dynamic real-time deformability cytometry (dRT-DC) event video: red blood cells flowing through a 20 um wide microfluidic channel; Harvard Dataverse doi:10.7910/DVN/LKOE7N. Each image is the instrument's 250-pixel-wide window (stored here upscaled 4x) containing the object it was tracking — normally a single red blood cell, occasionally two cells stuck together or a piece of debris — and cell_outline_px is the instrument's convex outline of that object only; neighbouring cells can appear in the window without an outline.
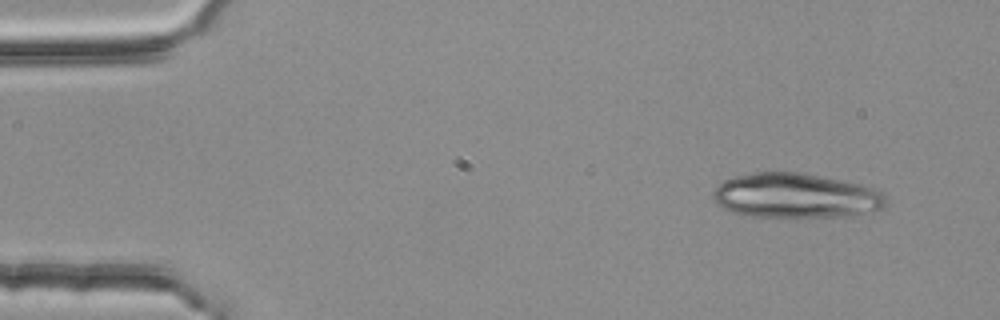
{"species": "common noctule bat (a hibernating species)", "species_latin": "Nyctalus noctula", "temperature_condition": "room temperature", "stored_images_in_passage": 3, "camera_frame_rate_fps": 3000, "um_per_image_px": 0.085, "animal": {"sex": "female", "body_mass_g": 25.1}, "frame": {"image": 1, "passage_image": 1, "time_ms": 0.0, "image_size_px": [1000, 320], "cell_outline_px": [[888, 200], [884, 208], [848, 216], [752, 216], [732, 212], [716, 204], [712, 200], [712, 196], [716, 188], [724, 180], [732, 176], [756, 172], [800, 172], [840, 180], [872, 188], [880, 192]], "centroid_in_image_um": [67.59, 16.63], "position_along_channel_um": 17.4, "area_um2": 44.62}}